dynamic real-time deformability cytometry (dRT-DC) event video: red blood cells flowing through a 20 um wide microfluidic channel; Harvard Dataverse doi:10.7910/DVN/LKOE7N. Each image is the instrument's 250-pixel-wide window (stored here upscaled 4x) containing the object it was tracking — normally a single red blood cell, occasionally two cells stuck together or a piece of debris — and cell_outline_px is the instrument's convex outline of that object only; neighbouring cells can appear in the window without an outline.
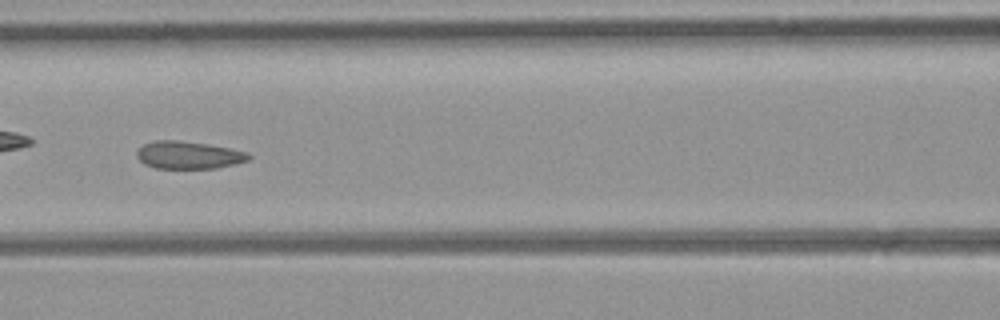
{"species": "common noctule bat (a hibernating species)", "species_latin": "Nyctalus noctula", "temperature_condition": "room temperature", "stored_images_in_passage": 51, "camera_frame_rate_fps": 3000, "um_per_image_px": 0.085, "animal": {"sex": "female", "body_mass_g": 21.9}, "frame": {"image": 1, "passage_image": 22, "time_ms": 7.0, "image_size_px": [1000, 320], "cell_outline_px": [[252, 156], [248, 160], [236, 164], [216, 168], [156, 168], [144, 164], [136, 156], [136, 152], [144, 144], [156, 140], [180, 140], [208, 144], [248, 152]], "centroid_in_image_um": [16.04, 13.18], "position_along_channel_um": 150.6, "area_um2": 17.98}}
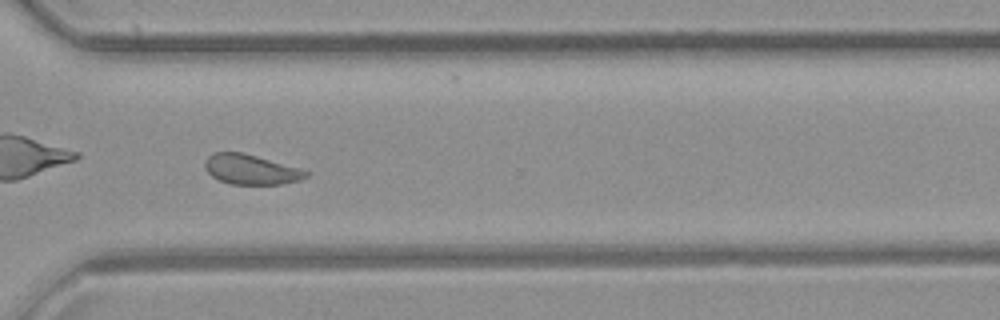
{"frame": {"image": 2, "passage_image": 37, "time_ms": 12.0, "image_size_px": [1000, 320], "cell_outline_px": [[308, 176], [300, 180], [284, 184], [232, 184], [220, 180], [212, 176], [204, 168], [204, 160], [212, 152], [244, 152], [300, 168], [308, 172]], "centroid_in_image_um": [21.31, 14.39], "position_along_channel_um": 349.3, "area_um2": 17.74}, "authors_computed_cell_mechanics": {"area_um2": 18.6694, "velocity_mm_per_s": 3.9821, "shape_relaxation_time_tau1_ms": null, "shape_relaxation_time_tau2_ms": 0.9656, "deformation_change_tau1": null, "deformation_change_tau2": 0.0527}}